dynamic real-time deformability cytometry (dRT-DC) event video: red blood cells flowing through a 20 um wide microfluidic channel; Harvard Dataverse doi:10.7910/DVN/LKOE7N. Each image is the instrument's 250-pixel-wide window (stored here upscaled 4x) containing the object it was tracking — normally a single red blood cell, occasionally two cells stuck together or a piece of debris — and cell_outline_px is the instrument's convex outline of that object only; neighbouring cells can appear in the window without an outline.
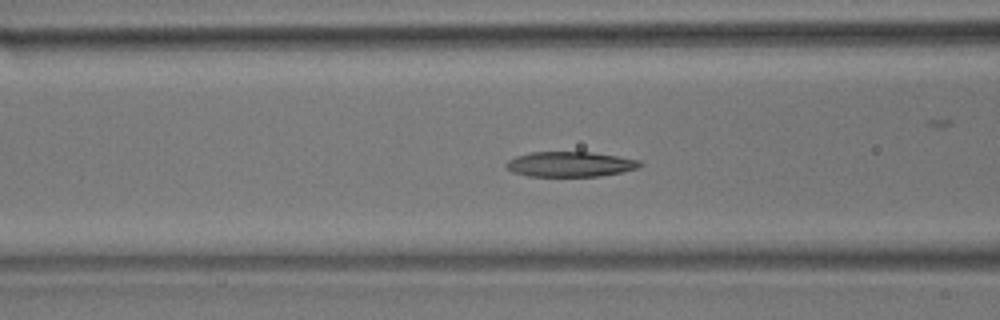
{"species": "common noctule bat (a hibernating species)", "species_latin": "Nyctalus noctula", "temperature_condition": "room temperature", "stored_images_in_passage": 51, "camera_frame_rate_fps": 3000, "um_per_image_px": 0.085, "animal": {"sex": "male", "body_mass_g": 17.9}, "frame": {"image": 1, "passage_image": 19, "time_ms": 6.0, "image_size_px": [1000, 320], "cell_outline_px": [[644, 164], [636, 168], [620, 172], [600, 176], [528, 176], [512, 172], [504, 164], [508, 160], [516, 156], [532, 152], [592, 152], [640, 160]], "centroid_in_image_um": [48.44, 13.95], "position_along_channel_um": 118.2, "area_um2": 19.48}}
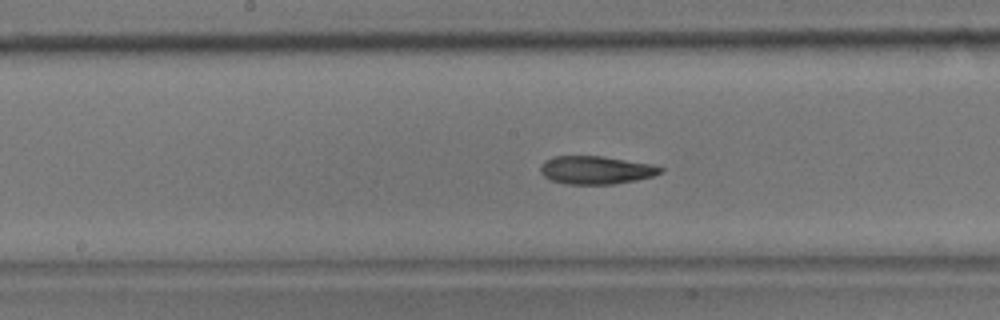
{"frame": {"image": 2, "passage_image": 25, "time_ms": 8.0, "image_size_px": [1000, 320], "cell_outline_px": [[664, 168], [660, 172], [652, 176], [636, 180], [612, 184], [568, 184], [552, 180], [544, 176], [540, 172], [540, 164], [544, 160], [556, 156], [604, 156], [652, 164]], "centroid_in_image_um": [50.63, 14.44], "position_along_channel_um": 197.6, "area_um2": 19.59}}
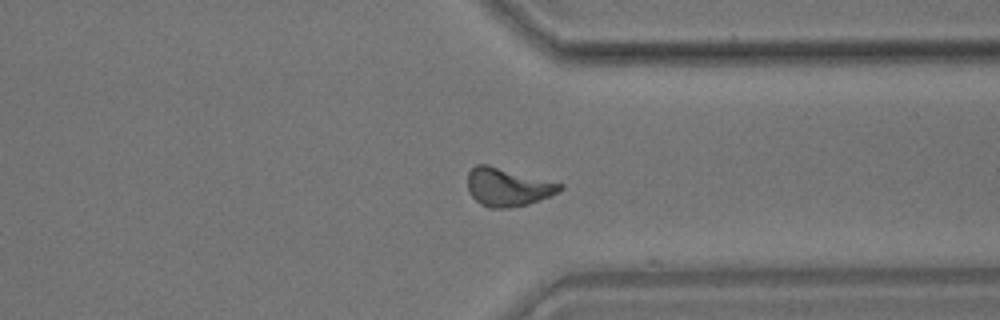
{"frame": {"image": 3, "passage_image": 38, "time_ms": 12.333, "image_size_px": [1000, 320], "cell_outline_px": [[564, 188], [548, 196], [528, 204], [508, 208], [488, 208], [480, 204], [468, 192], [468, 172], [476, 164], [488, 164], [564, 184]], "centroid_in_image_um": [43.13, 15.89], "position_along_channel_um": 368.3, "area_um2": 20.52}, "authors_computed_cell_mechanics": {"area_um2": 20.23, "velocity_mm_per_s": 3.9649, "shape_relaxation_time_tau1_ms": 5.4785, "shape_relaxation_time_tau2_ms": 2.7924, "deformation_change_tau1": 0.1523, "deformation_change_tau2": 0.0976}}